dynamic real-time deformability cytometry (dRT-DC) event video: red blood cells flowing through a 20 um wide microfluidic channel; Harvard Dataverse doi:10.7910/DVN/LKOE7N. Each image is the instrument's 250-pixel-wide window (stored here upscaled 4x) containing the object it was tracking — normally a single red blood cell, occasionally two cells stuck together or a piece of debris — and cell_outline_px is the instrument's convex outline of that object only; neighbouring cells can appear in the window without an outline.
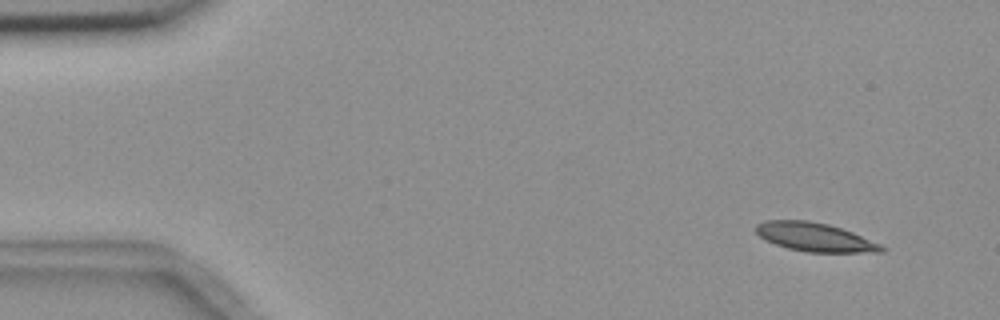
{"species": "common noctule bat (a hibernating species)", "species_latin": "Nyctalus noctula", "temperature_condition": "room temperature", "stored_images_in_passage": 5, "camera_frame_rate_fps": 3000, "um_per_image_px": 0.085, "animal": {"sex": "female", "body_mass_g": 18.4}, "frame": {"image": 1, "passage_image": 2, "time_ms": 1.333, "image_size_px": [1000, 320], "cell_outline_px": [[888, 248], [884, 252], [808, 252], [788, 248], [764, 240], [756, 232], [756, 224], [764, 220], [808, 220], [828, 224], [852, 232], [880, 244]], "centroid_in_image_um": [69.26, 20.15], "position_along_channel_um": 15.7, "area_um2": 20.92}}